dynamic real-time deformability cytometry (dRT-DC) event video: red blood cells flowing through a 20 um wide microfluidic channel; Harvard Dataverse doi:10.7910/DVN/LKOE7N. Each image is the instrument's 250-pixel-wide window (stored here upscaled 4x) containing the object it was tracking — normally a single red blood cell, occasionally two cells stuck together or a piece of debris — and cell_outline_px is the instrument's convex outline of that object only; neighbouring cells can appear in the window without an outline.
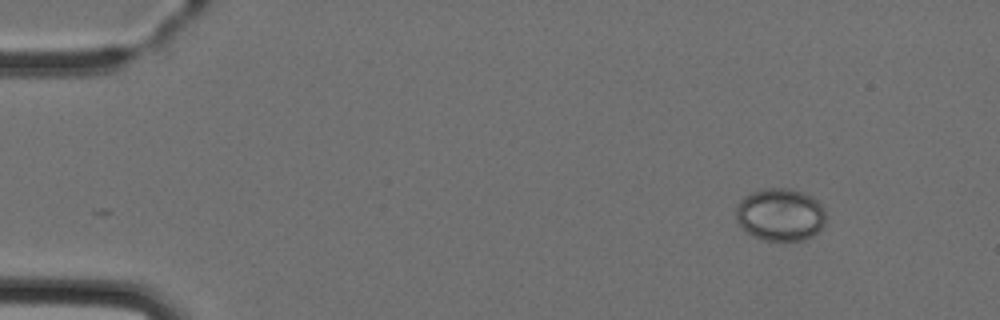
{"species": "Egyptian fruit bat (a non-hibernating species)", "species_latin": "Rousettus aegyptiacus", "temperature_condition": "cold", "stored_images_in_passage": 2, "camera_frame_rate_fps": 3000, "um_per_image_px": 0.085, "animal": {"sex": "female"}, "frame": {"image": 1, "passage_image": 2, "time_ms": 1.333, "image_size_px": [1000, 320], "cell_outline_px": [[824, 224], [812, 236], [804, 240], [764, 240], [752, 236], [740, 228], [736, 220], [736, 208], [740, 200], [744, 196], [752, 192], [764, 188], [792, 188], [804, 192], [812, 196], [820, 204], [824, 212]], "centroid_in_image_um": [66.28, 18.23], "position_along_channel_um": 18.7, "area_um2": 27.69}}